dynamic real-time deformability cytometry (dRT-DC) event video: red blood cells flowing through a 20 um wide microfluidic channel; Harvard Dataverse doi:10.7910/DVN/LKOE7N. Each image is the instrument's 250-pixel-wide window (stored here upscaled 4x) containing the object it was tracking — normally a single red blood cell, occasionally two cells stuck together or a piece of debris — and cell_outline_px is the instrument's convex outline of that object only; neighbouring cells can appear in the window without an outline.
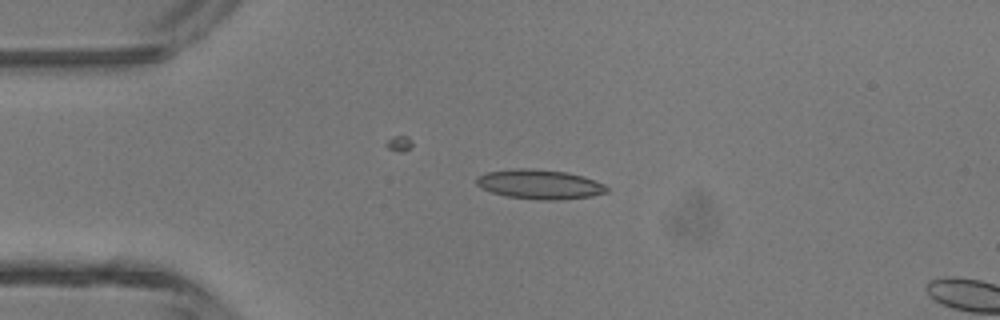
{"species": "common noctule bat (a hibernating species)", "species_latin": "Nyctalus noctula", "temperature_condition": "room temperature", "stored_images_in_passage": 5, "camera_frame_rate_fps": 3000, "um_per_image_px": 0.085, "animal": {"sex": "male", "body_mass_g": 13.3}, "frame": {"image": 1, "passage_image": 4, "time_ms": 1.0, "image_size_px": [1000, 320], "cell_outline_px": [[608, 192], [592, 196], [560, 200], [536, 200], [504, 196], [480, 188], [476, 184], [476, 176], [488, 172], [512, 168], [528, 168], [564, 172], [584, 176], [604, 184], [608, 188]], "centroid_in_image_um": [45.84, 15.67], "position_along_channel_um": 39.2, "area_um2": 22.6}}